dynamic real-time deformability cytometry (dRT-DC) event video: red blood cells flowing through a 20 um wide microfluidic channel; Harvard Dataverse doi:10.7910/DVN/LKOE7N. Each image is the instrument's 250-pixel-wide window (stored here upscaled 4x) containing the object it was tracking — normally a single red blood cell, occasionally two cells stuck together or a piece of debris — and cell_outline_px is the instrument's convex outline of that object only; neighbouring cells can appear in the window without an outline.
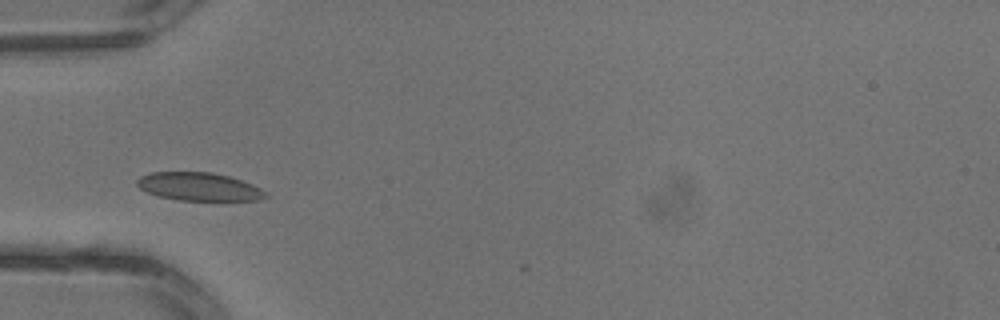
{"species": "common noctule bat (a hibernating species)", "species_latin": "Nyctalus noctula", "temperature_condition": "warm", "stored_images_in_passage": 1, "camera_frame_rate_fps": 3000, "um_per_image_px": 0.085, "animal": {"sex": "male", "body_mass_g": 13.3}, "frame": {"image": 1, "passage_image": 1, "time_ms": 0.0, "image_size_px": [1000, 320], "cell_outline_px": [[268, 196], [256, 200], [220, 204], [180, 200], [156, 196], [140, 188], [136, 184], [136, 180], [140, 176], [152, 172], [212, 172], [228, 176], [252, 184], [268, 192]], "centroid_in_image_um": [16.98, 15.92], "position_along_channel_um": 68.0, "area_um2": 22.14}}